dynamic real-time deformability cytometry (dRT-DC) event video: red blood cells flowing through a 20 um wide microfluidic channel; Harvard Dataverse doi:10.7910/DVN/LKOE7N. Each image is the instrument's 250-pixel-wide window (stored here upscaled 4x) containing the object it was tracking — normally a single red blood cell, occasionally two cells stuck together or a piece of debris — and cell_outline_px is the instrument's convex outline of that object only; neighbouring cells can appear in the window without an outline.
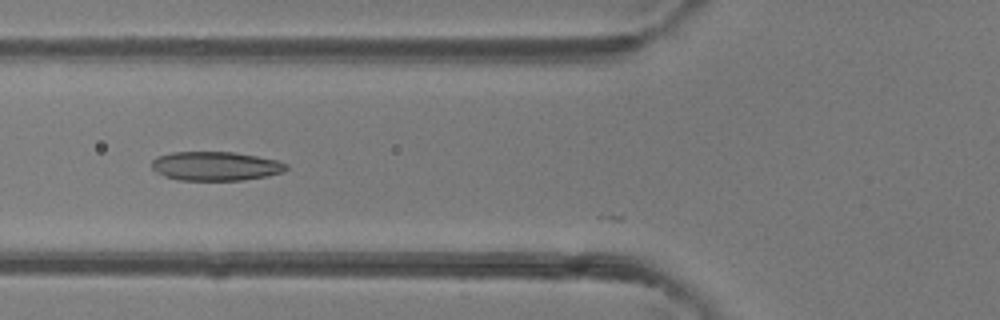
{"species": "common noctule bat (a hibernating species)", "species_latin": "Nyctalus noctula", "temperature_condition": "room temperature", "stored_images_in_passage": 33, "camera_frame_rate_fps": 3000, "um_per_image_px": 0.085, "animal": {"sex": "female"}, "frame": {"image": 1, "passage_image": 3, "time_ms": 0.667, "image_size_px": [1000, 320], "cell_outline_px": [[288, 168], [284, 172], [268, 176], [244, 180], [180, 180], [164, 176], [156, 172], [152, 168], [152, 160], [156, 156], [172, 152], [236, 152], [276, 160], [288, 164]], "centroid_in_image_um": [18.33, 14.12], "position_along_channel_um": 107.5, "area_um2": 22.89}}
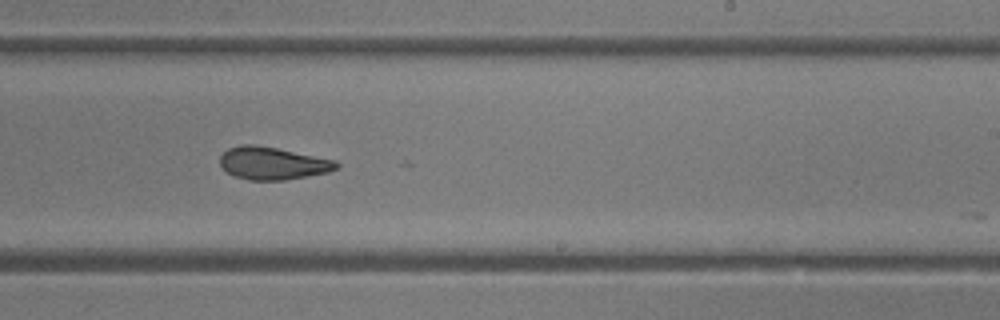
{"frame": {"image": 2, "passage_image": 14, "time_ms": 4.333, "image_size_px": [1000, 320], "cell_outline_px": [[340, 168], [328, 172], [284, 180], [248, 180], [236, 176], [228, 172], [220, 164], [220, 156], [228, 148], [240, 144], [252, 144], [276, 148], [336, 160], [340, 164]], "centroid_in_image_um": [23.19, 13.87], "position_along_channel_um": 265.8, "area_um2": 22.02}}
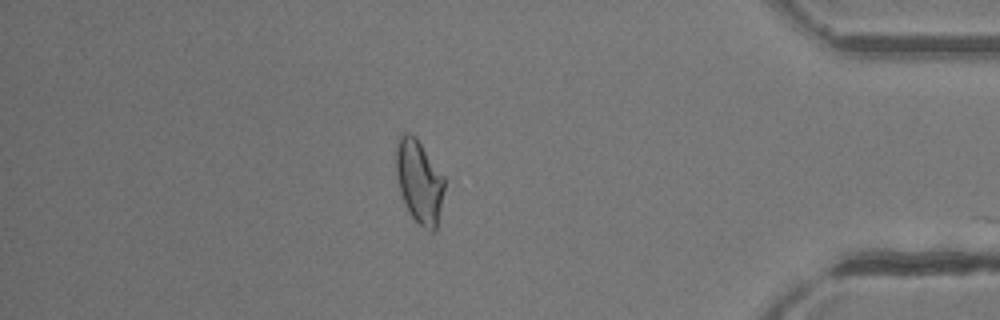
{"frame": {"image": 3, "passage_image": 26, "time_ms": 8.333, "image_size_px": [1000, 320], "cell_outline_px": [[444, 188], [436, 228], [432, 232], [420, 224], [408, 212], [404, 204], [400, 192], [396, 172], [396, 144], [400, 136], [404, 132], [408, 132], [416, 136], [444, 176]], "centroid_in_image_um": [35.61, 15.38], "position_along_channel_um": 399.6, "area_um2": 23.29}, "authors_computed_cell_mechanics": {"area_um2": 22.4842, "velocity_mm_per_s": 4.3046, "shape_relaxation_time_tau1_ms": 5.2475, "shape_relaxation_time_tau2_ms": 1.3424, "deformation_change_tau1": 0.1419, "deformation_change_tau2": 0.0681}}